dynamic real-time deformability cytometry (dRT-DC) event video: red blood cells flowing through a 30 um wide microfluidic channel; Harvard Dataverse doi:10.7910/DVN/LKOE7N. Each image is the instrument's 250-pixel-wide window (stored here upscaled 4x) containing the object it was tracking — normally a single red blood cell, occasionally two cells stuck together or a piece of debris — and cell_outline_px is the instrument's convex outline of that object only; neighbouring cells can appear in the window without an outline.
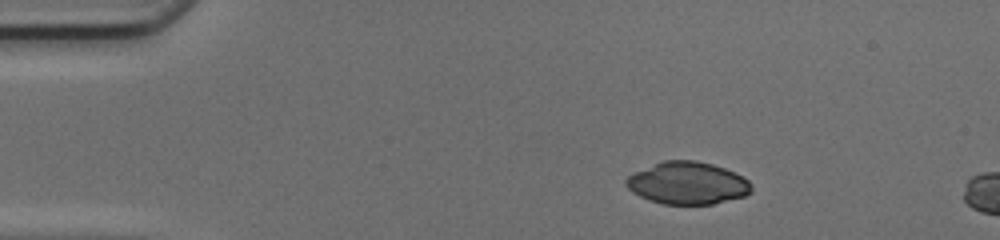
{"species": "common noctule bat (a hibernating species)", "species_latin": "Nyctalus noctula", "temperature_condition": "cold", "stored_images_in_passage": 5, "camera_frame_rate_fps": 3000, "um_per_image_px": 0.085, "animal": {"sex": "female", "body_mass_g": 17.0, "forearm_length_mm": 48.0}, "frame": {"image": 1, "passage_image": 1, "time_ms": 0.0, "image_size_px": [1000, 240], "cell_outline_px": [[752, 192], [744, 196], [712, 204], [664, 204], [648, 200], [632, 192], [624, 184], [624, 180], [632, 172], [664, 160], [696, 160], [712, 164], [724, 168], [744, 176], [752, 184]], "centroid_in_image_um": [58.42, 15.56], "position_along_channel_um": 26.6, "area_um2": 31.15}}